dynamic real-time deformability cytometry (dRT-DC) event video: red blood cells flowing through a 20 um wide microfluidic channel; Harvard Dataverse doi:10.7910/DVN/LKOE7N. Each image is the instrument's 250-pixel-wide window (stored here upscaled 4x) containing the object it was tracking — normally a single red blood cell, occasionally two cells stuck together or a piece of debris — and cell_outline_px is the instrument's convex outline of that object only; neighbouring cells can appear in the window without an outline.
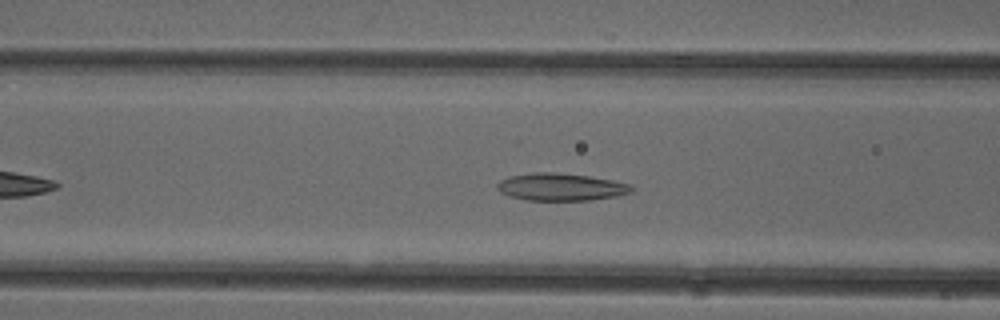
{"species": "common noctule bat (a hibernating species)", "species_latin": "Nyctalus noctula", "temperature_condition": "cold", "stored_images_in_passage": 42, "camera_frame_rate_fps": 3000, "um_per_image_px": 0.085, "animal": {"sex": "female"}, "frame": {"image": 1, "passage_image": 11, "time_ms": 3.333, "image_size_px": [1000, 320], "cell_outline_px": [[636, 188], [632, 192], [616, 196], [588, 200], [524, 200], [508, 196], [500, 192], [496, 188], [496, 184], [500, 180], [508, 176], [532, 172], [552, 172], [588, 176], [612, 180], [632, 184]], "centroid_in_image_um": [47.65, 15.89], "position_along_channel_um": 118.9, "area_um2": 21.68}}
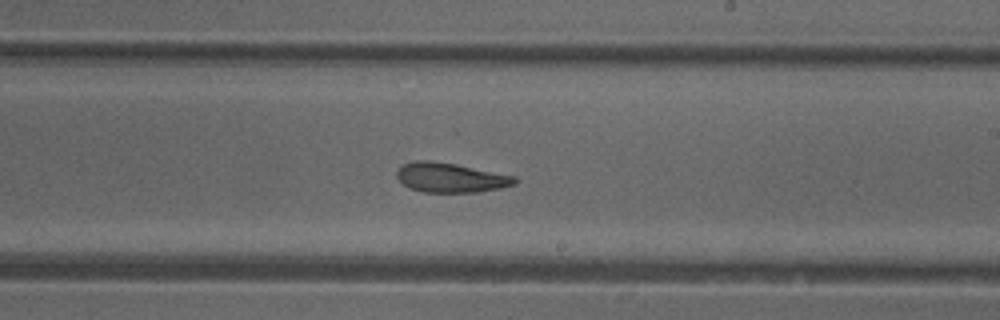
{"frame": {"image": 2, "passage_image": 21, "time_ms": 6.667, "image_size_px": [1000, 320], "cell_outline_px": [[520, 180], [516, 184], [500, 188], [476, 192], [424, 192], [408, 188], [396, 176], [396, 172], [404, 164], [416, 160], [428, 160], [456, 164], [516, 176]], "centroid_in_image_um": [38.33, 15.1], "position_along_channel_um": 250.7, "area_um2": 20.35}}
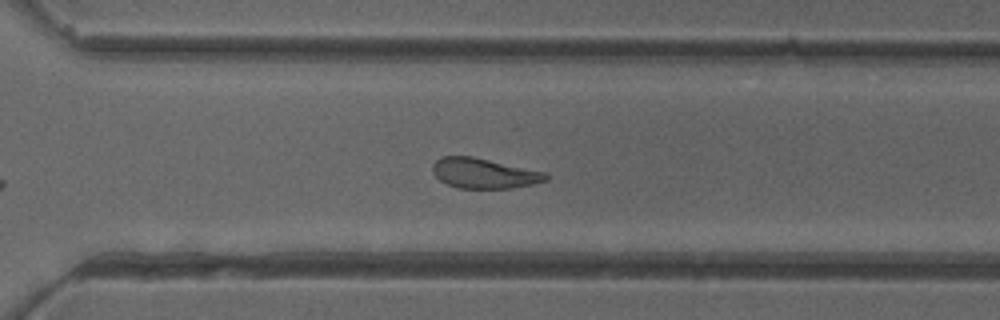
{"frame": {"image": 3, "passage_image": 27, "time_ms": 8.667, "image_size_px": [1000, 320], "cell_outline_px": [[548, 180], [532, 184], [512, 188], [460, 188], [448, 184], [440, 180], [432, 172], [432, 164], [440, 156], [472, 156], [548, 172]], "centroid_in_image_um": [41.16, 14.72], "position_along_channel_um": 329.4, "area_um2": 20.0}, "authors_computed_cell_mechanics": {"area_um2": 21.0392, "velocity_mm_per_s": 3.9533, "shape_relaxation_time_tau1_ms": 8.3475, "shape_relaxation_time_tau2_ms": 2.3264, "deformation_change_tau1": 0.1814, "deformation_change_tau2": 0.088}}